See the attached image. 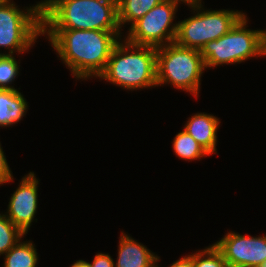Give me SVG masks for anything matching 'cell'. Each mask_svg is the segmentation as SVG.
<instances>
[{
    "label": "cell",
    "instance_id": "6da1fadb",
    "mask_svg": "<svg viewBox=\"0 0 266 267\" xmlns=\"http://www.w3.org/2000/svg\"><path fill=\"white\" fill-rule=\"evenodd\" d=\"M63 63L76 79L99 77L111 52L121 40L120 31L42 29ZM119 38V39H118Z\"/></svg>",
    "mask_w": 266,
    "mask_h": 267
},
{
    "label": "cell",
    "instance_id": "7a4b0ae2",
    "mask_svg": "<svg viewBox=\"0 0 266 267\" xmlns=\"http://www.w3.org/2000/svg\"><path fill=\"white\" fill-rule=\"evenodd\" d=\"M42 29L121 31L117 0H44Z\"/></svg>",
    "mask_w": 266,
    "mask_h": 267
},
{
    "label": "cell",
    "instance_id": "3957f363",
    "mask_svg": "<svg viewBox=\"0 0 266 267\" xmlns=\"http://www.w3.org/2000/svg\"><path fill=\"white\" fill-rule=\"evenodd\" d=\"M157 48L135 45L120 40L113 48L106 69L99 76L102 80L137 90L157 86Z\"/></svg>",
    "mask_w": 266,
    "mask_h": 267
},
{
    "label": "cell",
    "instance_id": "277c9868",
    "mask_svg": "<svg viewBox=\"0 0 266 267\" xmlns=\"http://www.w3.org/2000/svg\"><path fill=\"white\" fill-rule=\"evenodd\" d=\"M247 19L244 14L227 34L204 44L200 54L205 68L242 63L252 57L265 56L263 30L246 29Z\"/></svg>",
    "mask_w": 266,
    "mask_h": 267
},
{
    "label": "cell",
    "instance_id": "5b68a950",
    "mask_svg": "<svg viewBox=\"0 0 266 267\" xmlns=\"http://www.w3.org/2000/svg\"><path fill=\"white\" fill-rule=\"evenodd\" d=\"M205 69L199 50L180 46L176 42L157 48V86L170 83L174 88L197 98Z\"/></svg>",
    "mask_w": 266,
    "mask_h": 267
},
{
    "label": "cell",
    "instance_id": "8992f818",
    "mask_svg": "<svg viewBox=\"0 0 266 267\" xmlns=\"http://www.w3.org/2000/svg\"><path fill=\"white\" fill-rule=\"evenodd\" d=\"M42 35V2L20 10L11 0L0 2V48L7 55L29 51L38 36ZM4 55V53H0Z\"/></svg>",
    "mask_w": 266,
    "mask_h": 267
},
{
    "label": "cell",
    "instance_id": "52a82bcc",
    "mask_svg": "<svg viewBox=\"0 0 266 267\" xmlns=\"http://www.w3.org/2000/svg\"><path fill=\"white\" fill-rule=\"evenodd\" d=\"M188 6L197 13L178 21L175 42L199 51L207 42L227 34L245 14L238 10H204L202 1Z\"/></svg>",
    "mask_w": 266,
    "mask_h": 267
},
{
    "label": "cell",
    "instance_id": "ba28073f",
    "mask_svg": "<svg viewBox=\"0 0 266 267\" xmlns=\"http://www.w3.org/2000/svg\"><path fill=\"white\" fill-rule=\"evenodd\" d=\"M177 0H163L129 27L126 40L135 45L161 47L175 42L178 23L173 24Z\"/></svg>",
    "mask_w": 266,
    "mask_h": 267
},
{
    "label": "cell",
    "instance_id": "9c48e42d",
    "mask_svg": "<svg viewBox=\"0 0 266 267\" xmlns=\"http://www.w3.org/2000/svg\"><path fill=\"white\" fill-rule=\"evenodd\" d=\"M214 245L228 267H259L266 261V235L252 237L231 231Z\"/></svg>",
    "mask_w": 266,
    "mask_h": 267
},
{
    "label": "cell",
    "instance_id": "30bf717a",
    "mask_svg": "<svg viewBox=\"0 0 266 267\" xmlns=\"http://www.w3.org/2000/svg\"><path fill=\"white\" fill-rule=\"evenodd\" d=\"M38 184L34 172L25 175L12 194L6 217L26 236L38 208Z\"/></svg>",
    "mask_w": 266,
    "mask_h": 267
},
{
    "label": "cell",
    "instance_id": "8fae6325",
    "mask_svg": "<svg viewBox=\"0 0 266 267\" xmlns=\"http://www.w3.org/2000/svg\"><path fill=\"white\" fill-rule=\"evenodd\" d=\"M219 118L207 113H196L188 119L184 131L191 135L210 155L216 153Z\"/></svg>",
    "mask_w": 266,
    "mask_h": 267
},
{
    "label": "cell",
    "instance_id": "7c38bea8",
    "mask_svg": "<svg viewBox=\"0 0 266 267\" xmlns=\"http://www.w3.org/2000/svg\"><path fill=\"white\" fill-rule=\"evenodd\" d=\"M114 267H148L158 256L122 231Z\"/></svg>",
    "mask_w": 266,
    "mask_h": 267
},
{
    "label": "cell",
    "instance_id": "4fadbf2b",
    "mask_svg": "<svg viewBox=\"0 0 266 267\" xmlns=\"http://www.w3.org/2000/svg\"><path fill=\"white\" fill-rule=\"evenodd\" d=\"M27 101L17 89H0V127L18 123L27 112Z\"/></svg>",
    "mask_w": 266,
    "mask_h": 267
},
{
    "label": "cell",
    "instance_id": "5bb4252c",
    "mask_svg": "<svg viewBox=\"0 0 266 267\" xmlns=\"http://www.w3.org/2000/svg\"><path fill=\"white\" fill-rule=\"evenodd\" d=\"M163 0H117L120 29L126 23L131 26Z\"/></svg>",
    "mask_w": 266,
    "mask_h": 267
},
{
    "label": "cell",
    "instance_id": "9a60e30c",
    "mask_svg": "<svg viewBox=\"0 0 266 267\" xmlns=\"http://www.w3.org/2000/svg\"><path fill=\"white\" fill-rule=\"evenodd\" d=\"M31 241H19L5 255L4 267H37L38 253Z\"/></svg>",
    "mask_w": 266,
    "mask_h": 267
},
{
    "label": "cell",
    "instance_id": "2e32d148",
    "mask_svg": "<svg viewBox=\"0 0 266 267\" xmlns=\"http://www.w3.org/2000/svg\"><path fill=\"white\" fill-rule=\"evenodd\" d=\"M175 154L188 161L210 155L191 135L184 130L175 135L172 142Z\"/></svg>",
    "mask_w": 266,
    "mask_h": 267
},
{
    "label": "cell",
    "instance_id": "e0dca14e",
    "mask_svg": "<svg viewBox=\"0 0 266 267\" xmlns=\"http://www.w3.org/2000/svg\"><path fill=\"white\" fill-rule=\"evenodd\" d=\"M24 235L6 215L0 213V256L6 254Z\"/></svg>",
    "mask_w": 266,
    "mask_h": 267
},
{
    "label": "cell",
    "instance_id": "ac0fdd59",
    "mask_svg": "<svg viewBox=\"0 0 266 267\" xmlns=\"http://www.w3.org/2000/svg\"><path fill=\"white\" fill-rule=\"evenodd\" d=\"M193 264L194 267H228L222 253L214 244L194 253Z\"/></svg>",
    "mask_w": 266,
    "mask_h": 267
},
{
    "label": "cell",
    "instance_id": "d6986e66",
    "mask_svg": "<svg viewBox=\"0 0 266 267\" xmlns=\"http://www.w3.org/2000/svg\"><path fill=\"white\" fill-rule=\"evenodd\" d=\"M19 65L13 55H0V89L14 90L10 86L19 73Z\"/></svg>",
    "mask_w": 266,
    "mask_h": 267
},
{
    "label": "cell",
    "instance_id": "ffe728a7",
    "mask_svg": "<svg viewBox=\"0 0 266 267\" xmlns=\"http://www.w3.org/2000/svg\"><path fill=\"white\" fill-rule=\"evenodd\" d=\"M10 181H13V175L0 144V185Z\"/></svg>",
    "mask_w": 266,
    "mask_h": 267
},
{
    "label": "cell",
    "instance_id": "44dd1931",
    "mask_svg": "<svg viewBox=\"0 0 266 267\" xmlns=\"http://www.w3.org/2000/svg\"><path fill=\"white\" fill-rule=\"evenodd\" d=\"M114 259L109 254L98 253L95 255L90 267H114Z\"/></svg>",
    "mask_w": 266,
    "mask_h": 267
},
{
    "label": "cell",
    "instance_id": "7402d4cb",
    "mask_svg": "<svg viewBox=\"0 0 266 267\" xmlns=\"http://www.w3.org/2000/svg\"><path fill=\"white\" fill-rule=\"evenodd\" d=\"M170 267H194L193 254L184 256L179 260L174 261Z\"/></svg>",
    "mask_w": 266,
    "mask_h": 267
},
{
    "label": "cell",
    "instance_id": "603a6c76",
    "mask_svg": "<svg viewBox=\"0 0 266 267\" xmlns=\"http://www.w3.org/2000/svg\"><path fill=\"white\" fill-rule=\"evenodd\" d=\"M71 267H90L89 262L84 260H77Z\"/></svg>",
    "mask_w": 266,
    "mask_h": 267
},
{
    "label": "cell",
    "instance_id": "cb8c5ba5",
    "mask_svg": "<svg viewBox=\"0 0 266 267\" xmlns=\"http://www.w3.org/2000/svg\"><path fill=\"white\" fill-rule=\"evenodd\" d=\"M177 1H180V2H183L185 3L186 5H193V4H196L198 2H201L202 0H177Z\"/></svg>",
    "mask_w": 266,
    "mask_h": 267
},
{
    "label": "cell",
    "instance_id": "d4e9b609",
    "mask_svg": "<svg viewBox=\"0 0 266 267\" xmlns=\"http://www.w3.org/2000/svg\"><path fill=\"white\" fill-rule=\"evenodd\" d=\"M160 258L158 257L151 265H149L148 267H159L157 264V261H159Z\"/></svg>",
    "mask_w": 266,
    "mask_h": 267
},
{
    "label": "cell",
    "instance_id": "484cf974",
    "mask_svg": "<svg viewBox=\"0 0 266 267\" xmlns=\"http://www.w3.org/2000/svg\"><path fill=\"white\" fill-rule=\"evenodd\" d=\"M259 267H266V261Z\"/></svg>",
    "mask_w": 266,
    "mask_h": 267
},
{
    "label": "cell",
    "instance_id": "4316f807",
    "mask_svg": "<svg viewBox=\"0 0 266 267\" xmlns=\"http://www.w3.org/2000/svg\"><path fill=\"white\" fill-rule=\"evenodd\" d=\"M263 34H264V37L266 38V31L265 30H263Z\"/></svg>",
    "mask_w": 266,
    "mask_h": 267
},
{
    "label": "cell",
    "instance_id": "83f0119b",
    "mask_svg": "<svg viewBox=\"0 0 266 267\" xmlns=\"http://www.w3.org/2000/svg\"><path fill=\"white\" fill-rule=\"evenodd\" d=\"M265 56H266V38H265Z\"/></svg>",
    "mask_w": 266,
    "mask_h": 267
}]
</instances>
